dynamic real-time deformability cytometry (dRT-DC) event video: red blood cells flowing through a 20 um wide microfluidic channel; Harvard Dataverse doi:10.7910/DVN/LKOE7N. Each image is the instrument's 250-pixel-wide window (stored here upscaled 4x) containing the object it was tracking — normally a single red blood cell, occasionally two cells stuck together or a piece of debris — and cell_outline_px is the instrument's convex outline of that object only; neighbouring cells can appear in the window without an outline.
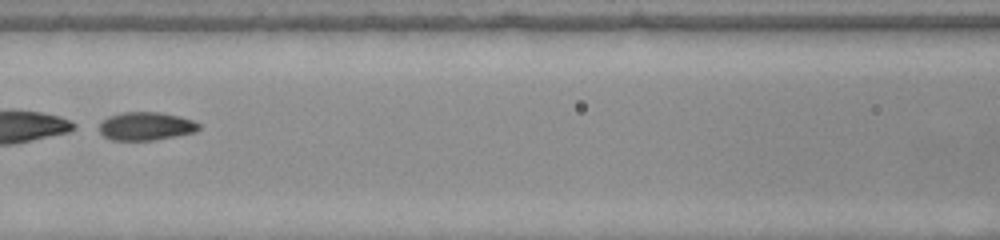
{"species": "common noctule bat (a hibernating species)", "species_latin": "Nyctalus noctula", "temperature_condition": "warm", "stored_images_in_passage": 37, "segment_of_instrument_passage": [2, 2], "camera_frame_rate_fps": 3000, "um_per_image_px": 0.085, "animal": {"sex": "female", "body_mass_g": 22.0, "forearm_length_mm": 56.7}, "frame": {"image": 1, "passage_image": 11, "time_ms": 3.333, "image_size_px": [1000, 240], "cell_outline_px": [[200, 128], [196, 132], [152, 140], [112, 140], [104, 136], [100, 132], [100, 124], [108, 116], [124, 112], [160, 112], [180, 116], [192, 120], [200, 124]], "centroid_in_image_um": [12.42, 10.72], "position_along_channel_um": 154.2, "area_um2": 16.3}}